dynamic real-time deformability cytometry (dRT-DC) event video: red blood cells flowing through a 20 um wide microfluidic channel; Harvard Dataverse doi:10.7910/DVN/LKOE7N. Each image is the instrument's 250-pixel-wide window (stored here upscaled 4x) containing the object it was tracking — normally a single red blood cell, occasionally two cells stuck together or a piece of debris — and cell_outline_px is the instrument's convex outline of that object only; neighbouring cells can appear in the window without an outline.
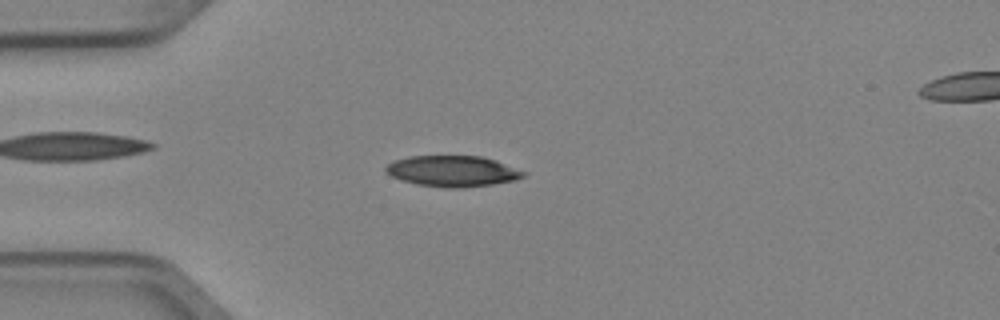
{"species": "Egyptian fruit bat (a non-hibernating species)", "species_latin": "Rousettus aegyptiacus", "temperature_condition": "cold", "stored_images_in_passage": 4, "camera_frame_rate_fps": 3000, "um_per_image_px": 0.085, "animal": {"sex": "female"}, "frame": {"image": 1, "passage_image": 3, "time_ms": 0.667, "image_size_px": [1000, 320], "cell_outline_px": [[528, 172], [524, 176], [516, 180], [492, 184], [464, 188], [448, 188], [416, 184], [400, 180], [384, 172], [384, 168], [392, 160], [408, 156], [480, 156], [496, 160]], "centroid_in_image_um": [38.46, 14.54], "position_along_channel_um": 46.5, "area_um2": 25.09}}